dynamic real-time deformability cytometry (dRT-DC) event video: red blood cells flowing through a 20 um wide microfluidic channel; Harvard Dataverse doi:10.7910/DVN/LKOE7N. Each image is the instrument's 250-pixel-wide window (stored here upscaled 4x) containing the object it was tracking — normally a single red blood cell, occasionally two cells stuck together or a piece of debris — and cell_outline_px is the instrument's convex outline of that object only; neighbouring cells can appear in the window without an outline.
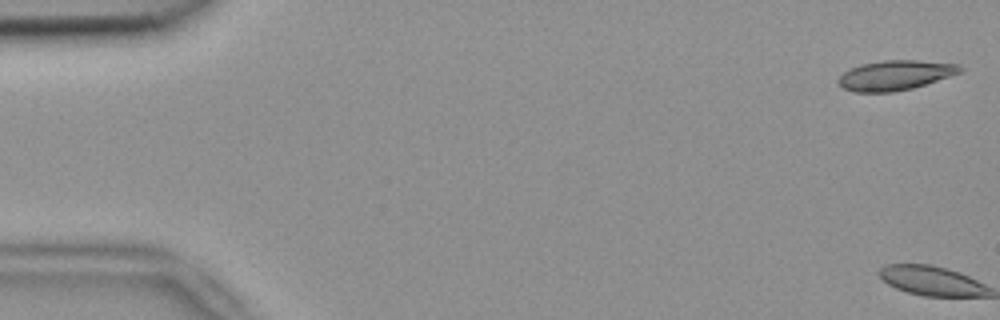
{"species": "common noctule bat (a hibernating species)", "species_latin": "Nyctalus noctula", "temperature_condition": "room temperature", "stored_images_in_passage": 2, "camera_frame_rate_fps": 3000, "um_per_image_px": 0.085, "animal": {"sex": "female", "body_mass_g": 18.4}, "frame": {"image": 1, "passage_image": 1, "time_ms": 0.0, "image_size_px": [1000, 320], "cell_outline_px": [[964, 68], [960, 72], [912, 88], [892, 92], [852, 92], [840, 88], [836, 80], [844, 72], [860, 64], [884, 60], [920, 60], [956, 64]], "centroid_in_image_um": [76.01, 6.4], "position_along_channel_um": 9.0, "area_um2": 21.04}}